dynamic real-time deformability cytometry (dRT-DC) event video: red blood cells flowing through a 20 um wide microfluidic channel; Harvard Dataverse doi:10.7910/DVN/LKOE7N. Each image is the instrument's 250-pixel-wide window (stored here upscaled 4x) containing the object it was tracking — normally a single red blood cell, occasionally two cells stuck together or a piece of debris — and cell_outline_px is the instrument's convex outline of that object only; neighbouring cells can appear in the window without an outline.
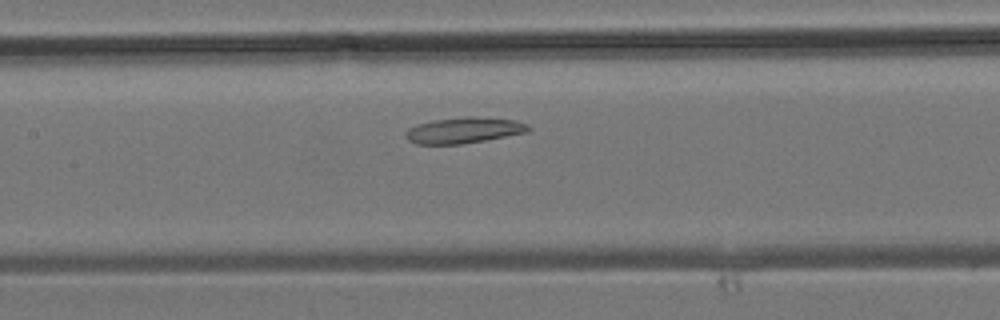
{"species": "common noctule bat (a hibernating species)", "species_latin": "Nyctalus noctula", "temperature_condition": "room temperature", "stored_images_in_passage": 25, "camera_frame_rate_fps": 3000, "um_per_image_px": 0.085, "animal": {"sex": "male", "body_mass_g": 19.2, "forearm_length_mm": 51.8}, "frame": {"image": 1, "passage_image": 6, "time_ms": 1.667, "image_size_px": [1000, 320], "cell_outline_px": [[532, 128], [528, 132], [484, 140], [460, 144], [416, 144], [408, 140], [404, 136], [404, 132], [408, 128], [416, 124], [432, 120], [464, 116], [476, 116], [516, 120], [528, 124]], "centroid_in_image_um": [39.41, 11.06], "position_along_channel_um": 168.0, "area_um2": 18.79}}
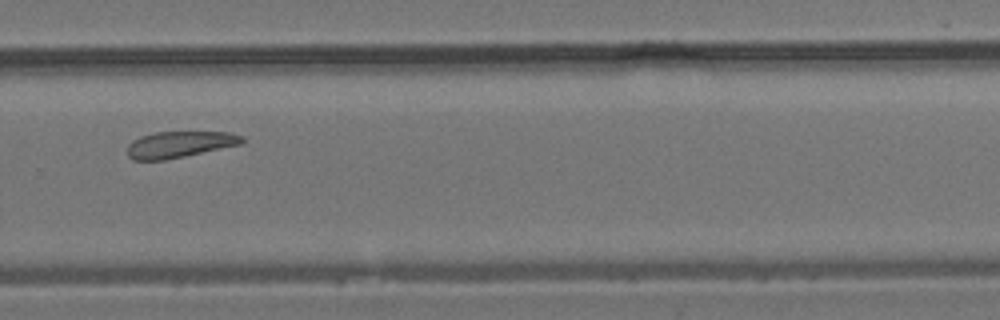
{"frame": {"image": 2, "passage_image": 14, "time_ms": 4.333, "image_size_px": [1000, 320], "cell_outline_px": [[244, 140], [240, 144], [184, 156], [164, 160], [132, 160], [128, 156], [128, 144], [132, 140], [140, 136], [156, 132], [228, 132], [244, 136]], "centroid_in_image_um": [15.22, 12.27], "position_along_channel_um": 314.6, "area_um2": 17.46}}
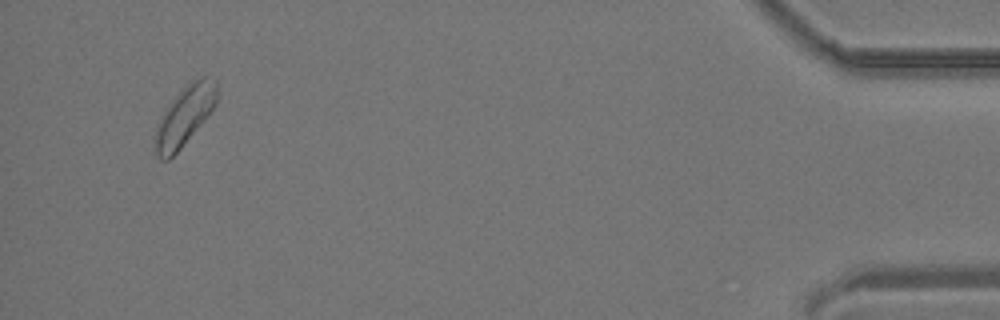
{"frame": {"image": 3, "passage_image": 24, "time_ms": 7.667, "image_size_px": [1000, 320], "cell_outline_px": [[216, 104], [204, 120], [180, 148], [168, 160], [160, 160], [156, 156], [152, 148], [152, 140], [156, 124], [160, 116], [176, 96], [188, 84], [200, 76], [204, 76], [216, 80]], "centroid_in_image_um": [15.61, 9.92], "position_along_channel_um": 419.6, "area_um2": 21.27}}